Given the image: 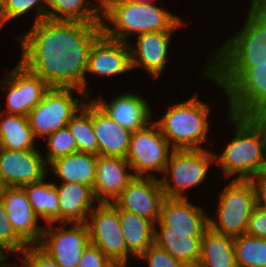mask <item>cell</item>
Here are the masks:
<instances>
[{
    "label": "cell",
    "instance_id": "cell-6",
    "mask_svg": "<svg viewBox=\"0 0 266 267\" xmlns=\"http://www.w3.org/2000/svg\"><path fill=\"white\" fill-rule=\"evenodd\" d=\"M208 107L193 97L171 106L162 119L156 121L172 149H203L200 144L206 140L209 129Z\"/></svg>",
    "mask_w": 266,
    "mask_h": 267
},
{
    "label": "cell",
    "instance_id": "cell-1",
    "mask_svg": "<svg viewBox=\"0 0 266 267\" xmlns=\"http://www.w3.org/2000/svg\"><path fill=\"white\" fill-rule=\"evenodd\" d=\"M101 23L42 19L19 37L22 63L49 87L75 88L88 97L85 72L91 45Z\"/></svg>",
    "mask_w": 266,
    "mask_h": 267
},
{
    "label": "cell",
    "instance_id": "cell-12",
    "mask_svg": "<svg viewBox=\"0 0 266 267\" xmlns=\"http://www.w3.org/2000/svg\"><path fill=\"white\" fill-rule=\"evenodd\" d=\"M72 229L44 226L37 245L61 267H76L84 250L90 244L89 231L86 223H72ZM49 237V239H48Z\"/></svg>",
    "mask_w": 266,
    "mask_h": 267
},
{
    "label": "cell",
    "instance_id": "cell-7",
    "mask_svg": "<svg viewBox=\"0 0 266 267\" xmlns=\"http://www.w3.org/2000/svg\"><path fill=\"white\" fill-rule=\"evenodd\" d=\"M218 204V223L209 218V227L231 237L246 234L250 215L257 204L253 182L233 179L223 190Z\"/></svg>",
    "mask_w": 266,
    "mask_h": 267
},
{
    "label": "cell",
    "instance_id": "cell-32",
    "mask_svg": "<svg viewBox=\"0 0 266 267\" xmlns=\"http://www.w3.org/2000/svg\"><path fill=\"white\" fill-rule=\"evenodd\" d=\"M237 267H266V239L248 234L234 237Z\"/></svg>",
    "mask_w": 266,
    "mask_h": 267
},
{
    "label": "cell",
    "instance_id": "cell-29",
    "mask_svg": "<svg viewBox=\"0 0 266 267\" xmlns=\"http://www.w3.org/2000/svg\"><path fill=\"white\" fill-rule=\"evenodd\" d=\"M1 120L0 148L8 150H37L33 145L35 137L29 126L27 116L7 114Z\"/></svg>",
    "mask_w": 266,
    "mask_h": 267
},
{
    "label": "cell",
    "instance_id": "cell-4",
    "mask_svg": "<svg viewBox=\"0 0 266 267\" xmlns=\"http://www.w3.org/2000/svg\"><path fill=\"white\" fill-rule=\"evenodd\" d=\"M203 76L224 88L230 114L266 118V63H253V68H206Z\"/></svg>",
    "mask_w": 266,
    "mask_h": 267
},
{
    "label": "cell",
    "instance_id": "cell-42",
    "mask_svg": "<svg viewBox=\"0 0 266 267\" xmlns=\"http://www.w3.org/2000/svg\"><path fill=\"white\" fill-rule=\"evenodd\" d=\"M5 188H6L5 184L0 179V200H1L2 196H3Z\"/></svg>",
    "mask_w": 266,
    "mask_h": 267
},
{
    "label": "cell",
    "instance_id": "cell-17",
    "mask_svg": "<svg viewBox=\"0 0 266 267\" xmlns=\"http://www.w3.org/2000/svg\"><path fill=\"white\" fill-rule=\"evenodd\" d=\"M131 69L130 45L127 42L109 39L102 33L91 45L87 72L115 76Z\"/></svg>",
    "mask_w": 266,
    "mask_h": 267
},
{
    "label": "cell",
    "instance_id": "cell-45",
    "mask_svg": "<svg viewBox=\"0 0 266 267\" xmlns=\"http://www.w3.org/2000/svg\"><path fill=\"white\" fill-rule=\"evenodd\" d=\"M106 0H98V4L102 5Z\"/></svg>",
    "mask_w": 266,
    "mask_h": 267
},
{
    "label": "cell",
    "instance_id": "cell-24",
    "mask_svg": "<svg viewBox=\"0 0 266 267\" xmlns=\"http://www.w3.org/2000/svg\"><path fill=\"white\" fill-rule=\"evenodd\" d=\"M154 228V244L189 267H196L201 254L203 233L168 232V227Z\"/></svg>",
    "mask_w": 266,
    "mask_h": 267
},
{
    "label": "cell",
    "instance_id": "cell-33",
    "mask_svg": "<svg viewBox=\"0 0 266 267\" xmlns=\"http://www.w3.org/2000/svg\"><path fill=\"white\" fill-rule=\"evenodd\" d=\"M47 147L49 148L46 165L58 158L65 157L71 153L77 152V143L71 134L68 126L63 127L47 137Z\"/></svg>",
    "mask_w": 266,
    "mask_h": 267
},
{
    "label": "cell",
    "instance_id": "cell-35",
    "mask_svg": "<svg viewBox=\"0 0 266 267\" xmlns=\"http://www.w3.org/2000/svg\"><path fill=\"white\" fill-rule=\"evenodd\" d=\"M42 2L47 4V0H3V25L11 19L26 14L35 5L37 7V13L34 23L46 19L47 8Z\"/></svg>",
    "mask_w": 266,
    "mask_h": 267
},
{
    "label": "cell",
    "instance_id": "cell-27",
    "mask_svg": "<svg viewBox=\"0 0 266 267\" xmlns=\"http://www.w3.org/2000/svg\"><path fill=\"white\" fill-rule=\"evenodd\" d=\"M120 225L128 254L139 257L147 248L154 244L155 225L146 218L133 212L117 209Z\"/></svg>",
    "mask_w": 266,
    "mask_h": 267
},
{
    "label": "cell",
    "instance_id": "cell-20",
    "mask_svg": "<svg viewBox=\"0 0 266 267\" xmlns=\"http://www.w3.org/2000/svg\"><path fill=\"white\" fill-rule=\"evenodd\" d=\"M156 223L168 227V232L204 233L209 227V217L187 198H165Z\"/></svg>",
    "mask_w": 266,
    "mask_h": 267
},
{
    "label": "cell",
    "instance_id": "cell-5",
    "mask_svg": "<svg viewBox=\"0 0 266 267\" xmlns=\"http://www.w3.org/2000/svg\"><path fill=\"white\" fill-rule=\"evenodd\" d=\"M251 1L243 29L214 53L207 68H253V63H266V1Z\"/></svg>",
    "mask_w": 266,
    "mask_h": 267
},
{
    "label": "cell",
    "instance_id": "cell-2",
    "mask_svg": "<svg viewBox=\"0 0 266 267\" xmlns=\"http://www.w3.org/2000/svg\"><path fill=\"white\" fill-rule=\"evenodd\" d=\"M229 120L236 124L235 137L215 161L226 177L238 174L235 180H251L266 171V118L230 114Z\"/></svg>",
    "mask_w": 266,
    "mask_h": 267
},
{
    "label": "cell",
    "instance_id": "cell-19",
    "mask_svg": "<svg viewBox=\"0 0 266 267\" xmlns=\"http://www.w3.org/2000/svg\"><path fill=\"white\" fill-rule=\"evenodd\" d=\"M91 121L98 155L126 158L132 132L112 119L95 100L91 101Z\"/></svg>",
    "mask_w": 266,
    "mask_h": 267
},
{
    "label": "cell",
    "instance_id": "cell-37",
    "mask_svg": "<svg viewBox=\"0 0 266 267\" xmlns=\"http://www.w3.org/2000/svg\"><path fill=\"white\" fill-rule=\"evenodd\" d=\"M20 254H23V266L20 267H61L37 245L27 246Z\"/></svg>",
    "mask_w": 266,
    "mask_h": 267
},
{
    "label": "cell",
    "instance_id": "cell-26",
    "mask_svg": "<svg viewBox=\"0 0 266 267\" xmlns=\"http://www.w3.org/2000/svg\"><path fill=\"white\" fill-rule=\"evenodd\" d=\"M196 267H237L234 237L208 227L202 236L201 254Z\"/></svg>",
    "mask_w": 266,
    "mask_h": 267
},
{
    "label": "cell",
    "instance_id": "cell-31",
    "mask_svg": "<svg viewBox=\"0 0 266 267\" xmlns=\"http://www.w3.org/2000/svg\"><path fill=\"white\" fill-rule=\"evenodd\" d=\"M80 112L67 124L76 140L77 152L98 155V142L91 121V102H85Z\"/></svg>",
    "mask_w": 266,
    "mask_h": 267
},
{
    "label": "cell",
    "instance_id": "cell-41",
    "mask_svg": "<svg viewBox=\"0 0 266 267\" xmlns=\"http://www.w3.org/2000/svg\"><path fill=\"white\" fill-rule=\"evenodd\" d=\"M3 26V0H0V28Z\"/></svg>",
    "mask_w": 266,
    "mask_h": 267
},
{
    "label": "cell",
    "instance_id": "cell-22",
    "mask_svg": "<svg viewBox=\"0 0 266 267\" xmlns=\"http://www.w3.org/2000/svg\"><path fill=\"white\" fill-rule=\"evenodd\" d=\"M59 198V222L64 223H86L89 212L93 207V201H97L93 189L80 183H62L57 185ZM91 209V210H90Z\"/></svg>",
    "mask_w": 266,
    "mask_h": 267
},
{
    "label": "cell",
    "instance_id": "cell-30",
    "mask_svg": "<svg viewBox=\"0 0 266 267\" xmlns=\"http://www.w3.org/2000/svg\"><path fill=\"white\" fill-rule=\"evenodd\" d=\"M42 180L23 186L34 213L48 223L59 222V198L56 184Z\"/></svg>",
    "mask_w": 266,
    "mask_h": 267
},
{
    "label": "cell",
    "instance_id": "cell-39",
    "mask_svg": "<svg viewBox=\"0 0 266 267\" xmlns=\"http://www.w3.org/2000/svg\"><path fill=\"white\" fill-rule=\"evenodd\" d=\"M246 234L266 239V208L256 204L250 215Z\"/></svg>",
    "mask_w": 266,
    "mask_h": 267
},
{
    "label": "cell",
    "instance_id": "cell-16",
    "mask_svg": "<svg viewBox=\"0 0 266 267\" xmlns=\"http://www.w3.org/2000/svg\"><path fill=\"white\" fill-rule=\"evenodd\" d=\"M6 215L16 235L27 245H38L44 226H37L38 216L21 187H6L1 198Z\"/></svg>",
    "mask_w": 266,
    "mask_h": 267
},
{
    "label": "cell",
    "instance_id": "cell-43",
    "mask_svg": "<svg viewBox=\"0 0 266 267\" xmlns=\"http://www.w3.org/2000/svg\"><path fill=\"white\" fill-rule=\"evenodd\" d=\"M110 267H127L126 264H113Z\"/></svg>",
    "mask_w": 266,
    "mask_h": 267
},
{
    "label": "cell",
    "instance_id": "cell-8",
    "mask_svg": "<svg viewBox=\"0 0 266 267\" xmlns=\"http://www.w3.org/2000/svg\"><path fill=\"white\" fill-rule=\"evenodd\" d=\"M215 155L204 149H172L164 174L172 175L174 186L167 176L159 179L166 198H187L182 191L205 180L209 164Z\"/></svg>",
    "mask_w": 266,
    "mask_h": 267
},
{
    "label": "cell",
    "instance_id": "cell-21",
    "mask_svg": "<svg viewBox=\"0 0 266 267\" xmlns=\"http://www.w3.org/2000/svg\"><path fill=\"white\" fill-rule=\"evenodd\" d=\"M172 33L157 31L138 34L136 47H130L132 69L144 67L153 78H157L164 70Z\"/></svg>",
    "mask_w": 266,
    "mask_h": 267
},
{
    "label": "cell",
    "instance_id": "cell-10",
    "mask_svg": "<svg viewBox=\"0 0 266 267\" xmlns=\"http://www.w3.org/2000/svg\"><path fill=\"white\" fill-rule=\"evenodd\" d=\"M169 149V142L163 137L155 122L149 127L145 125L132 132L126 161L131 170L135 171L134 176L155 177L149 172L165 171L171 153Z\"/></svg>",
    "mask_w": 266,
    "mask_h": 267
},
{
    "label": "cell",
    "instance_id": "cell-23",
    "mask_svg": "<svg viewBox=\"0 0 266 267\" xmlns=\"http://www.w3.org/2000/svg\"><path fill=\"white\" fill-rule=\"evenodd\" d=\"M96 102L114 119L119 125L134 132L135 130L149 125L151 113L147 103L136 94H120L107 104L102 98Z\"/></svg>",
    "mask_w": 266,
    "mask_h": 267
},
{
    "label": "cell",
    "instance_id": "cell-3",
    "mask_svg": "<svg viewBox=\"0 0 266 267\" xmlns=\"http://www.w3.org/2000/svg\"><path fill=\"white\" fill-rule=\"evenodd\" d=\"M102 19L114 25L111 29L102 21V33L109 39L127 42L131 33L173 32L182 25L180 18L151 3L134 0H106L101 8Z\"/></svg>",
    "mask_w": 266,
    "mask_h": 267
},
{
    "label": "cell",
    "instance_id": "cell-9",
    "mask_svg": "<svg viewBox=\"0 0 266 267\" xmlns=\"http://www.w3.org/2000/svg\"><path fill=\"white\" fill-rule=\"evenodd\" d=\"M76 90L85 98L83 91L75 88L50 87L41 102L27 115L29 126L34 137H46L66 127L71 118L83 106L79 99L72 97L71 91Z\"/></svg>",
    "mask_w": 266,
    "mask_h": 267
},
{
    "label": "cell",
    "instance_id": "cell-36",
    "mask_svg": "<svg viewBox=\"0 0 266 267\" xmlns=\"http://www.w3.org/2000/svg\"><path fill=\"white\" fill-rule=\"evenodd\" d=\"M139 258L149 262V267H189L185 263L173 258L167 251L157 247L155 244L147 248Z\"/></svg>",
    "mask_w": 266,
    "mask_h": 267
},
{
    "label": "cell",
    "instance_id": "cell-18",
    "mask_svg": "<svg viewBox=\"0 0 266 267\" xmlns=\"http://www.w3.org/2000/svg\"><path fill=\"white\" fill-rule=\"evenodd\" d=\"M128 168L131 170L126 158L97 155L96 179L93 185V193L97 202L111 203L119 196L135 177L134 173L126 172Z\"/></svg>",
    "mask_w": 266,
    "mask_h": 267
},
{
    "label": "cell",
    "instance_id": "cell-44",
    "mask_svg": "<svg viewBox=\"0 0 266 267\" xmlns=\"http://www.w3.org/2000/svg\"><path fill=\"white\" fill-rule=\"evenodd\" d=\"M136 2L151 3V0H134Z\"/></svg>",
    "mask_w": 266,
    "mask_h": 267
},
{
    "label": "cell",
    "instance_id": "cell-14",
    "mask_svg": "<svg viewBox=\"0 0 266 267\" xmlns=\"http://www.w3.org/2000/svg\"><path fill=\"white\" fill-rule=\"evenodd\" d=\"M5 79L8 114L27 116L50 88L40 76L28 70L20 62L5 75Z\"/></svg>",
    "mask_w": 266,
    "mask_h": 267
},
{
    "label": "cell",
    "instance_id": "cell-34",
    "mask_svg": "<svg viewBox=\"0 0 266 267\" xmlns=\"http://www.w3.org/2000/svg\"><path fill=\"white\" fill-rule=\"evenodd\" d=\"M27 245L16 235L8 216L6 215L3 202L0 200V259L5 261L10 255L4 252L20 253Z\"/></svg>",
    "mask_w": 266,
    "mask_h": 267
},
{
    "label": "cell",
    "instance_id": "cell-25",
    "mask_svg": "<svg viewBox=\"0 0 266 267\" xmlns=\"http://www.w3.org/2000/svg\"><path fill=\"white\" fill-rule=\"evenodd\" d=\"M96 162L97 155L74 152L56 159L49 166H52L51 170L55 176L62 178L63 183L76 182L93 189L96 179Z\"/></svg>",
    "mask_w": 266,
    "mask_h": 267
},
{
    "label": "cell",
    "instance_id": "cell-15",
    "mask_svg": "<svg viewBox=\"0 0 266 267\" xmlns=\"http://www.w3.org/2000/svg\"><path fill=\"white\" fill-rule=\"evenodd\" d=\"M45 159L38 150L0 148V179L6 187H23L45 178Z\"/></svg>",
    "mask_w": 266,
    "mask_h": 267
},
{
    "label": "cell",
    "instance_id": "cell-28",
    "mask_svg": "<svg viewBox=\"0 0 266 267\" xmlns=\"http://www.w3.org/2000/svg\"><path fill=\"white\" fill-rule=\"evenodd\" d=\"M86 3L85 0H47L49 7L46 10V18L56 21L102 23V5Z\"/></svg>",
    "mask_w": 266,
    "mask_h": 267
},
{
    "label": "cell",
    "instance_id": "cell-11",
    "mask_svg": "<svg viewBox=\"0 0 266 267\" xmlns=\"http://www.w3.org/2000/svg\"><path fill=\"white\" fill-rule=\"evenodd\" d=\"M86 220L90 244L100 249L113 264L127 265L125 244L119 212L112 203H98Z\"/></svg>",
    "mask_w": 266,
    "mask_h": 267
},
{
    "label": "cell",
    "instance_id": "cell-13",
    "mask_svg": "<svg viewBox=\"0 0 266 267\" xmlns=\"http://www.w3.org/2000/svg\"><path fill=\"white\" fill-rule=\"evenodd\" d=\"M165 198L158 178L135 176L111 203L116 209L133 212L156 224Z\"/></svg>",
    "mask_w": 266,
    "mask_h": 267
},
{
    "label": "cell",
    "instance_id": "cell-38",
    "mask_svg": "<svg viewBox=\"0 0 266 267\" xmlns=\"http://www.w3.org/2000/svg\"><path fill=\"white\" fill-rule=\"evenodd\" d=\"M113 263L96 246L89 244L76 267H110Z\"/></svg>",
    "mask_w": 266,
    "mask_h": 267
},
{
    "label": "cell",
    "instance_id": "cell-40",
    "mask_svg": "<svg viewBox=\"0 0 266 267\" xmlns=\"http://www.w3.org/2000/svg\"><path fill=\"white\" fill-rule=\"evenodd\" d=\"M256 189L257 205L266 208V171L251 179Z\"/></svg>",
    "mask_w": 266,
    "mask_h": 267
}]
</instances>
